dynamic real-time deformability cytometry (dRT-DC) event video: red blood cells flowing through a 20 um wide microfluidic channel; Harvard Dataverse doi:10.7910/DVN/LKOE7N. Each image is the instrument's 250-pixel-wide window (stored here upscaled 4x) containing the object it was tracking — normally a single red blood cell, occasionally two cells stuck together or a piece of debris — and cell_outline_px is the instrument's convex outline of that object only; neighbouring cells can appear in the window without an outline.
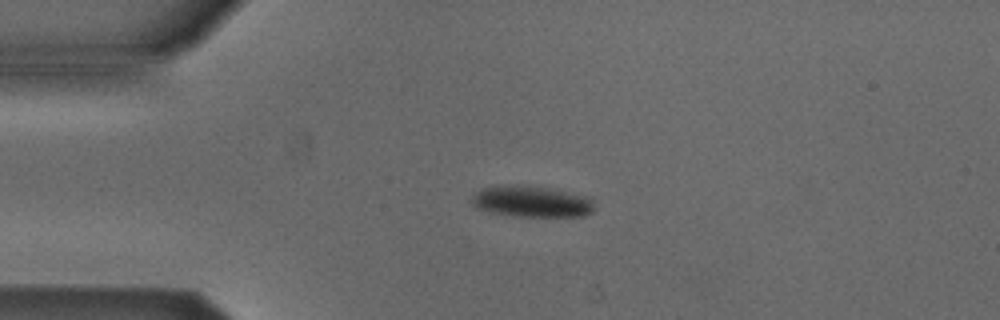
{"species": "Egyptian fruit bat (a non-hibernating species)", "species_latin": "Rousettus aegyptiacus", "temperature_condition": "cold", "stored_images_in_passage": 6, "camera_frame_rate_fps": 3000, "um_per_image_px": 0.085, "animal": {"sex": "male"}, "frame": {"image": 1, "passage_image": 2, "time_ms": 0.333, "image_size_px": [1000, 320], "cell_outline_px": [[592, 212], [584, 216], [512, 216], [488, 212], [476, 208], [472, 204], [472, 196], [480, 188], [540, 188], [592, 196]], "centroid_in_image_um": [45.21, 17.19], "position_along_channel_um": 39.8, "area_um2": 21.27}}
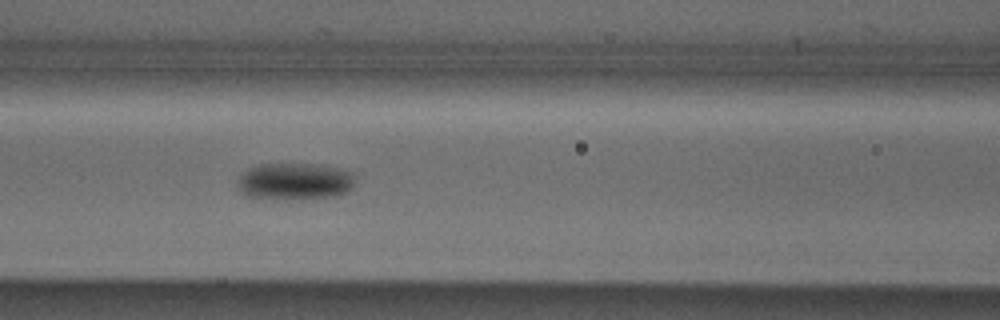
{"frame": {"image": 2, "passage_image": 5, "time_ms": 1.333, "image_size_px": [1000, 320], "cell_outline_px": [[356, 176], [352, 188], [348, 192], [336, 196], [248, 196], [240, 192], [236, 180], [244, 172], [260, 164], [316, 164], [336, 168], [352, 172]], "centroid_in_image_um": [25.1, 15.36], "position_along_channel_um": 141.5, "area_um2": 24.16}}
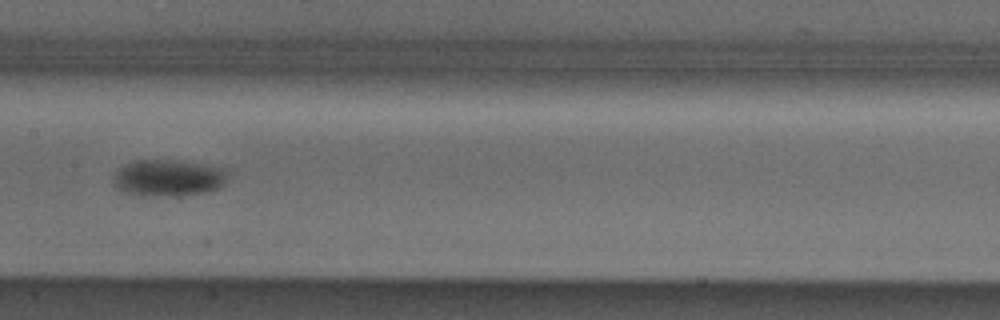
{"frame": {"image": 3, "passage_image": 6, "time_ms": 1.667, "image_size_px": [1000, 320], "cell_outline_px": [[224, 180], [220, 188], [204, 192], [168, 196], [140, 196], [116, 188], [112, 184], [116, 172], [124, 164], [136, 160], [168, 160], [224, 168]], "centroid_in_image_um": [14.21, 15.13], "position_along_channel_um": 193.2, "area_um2": 23.81}}